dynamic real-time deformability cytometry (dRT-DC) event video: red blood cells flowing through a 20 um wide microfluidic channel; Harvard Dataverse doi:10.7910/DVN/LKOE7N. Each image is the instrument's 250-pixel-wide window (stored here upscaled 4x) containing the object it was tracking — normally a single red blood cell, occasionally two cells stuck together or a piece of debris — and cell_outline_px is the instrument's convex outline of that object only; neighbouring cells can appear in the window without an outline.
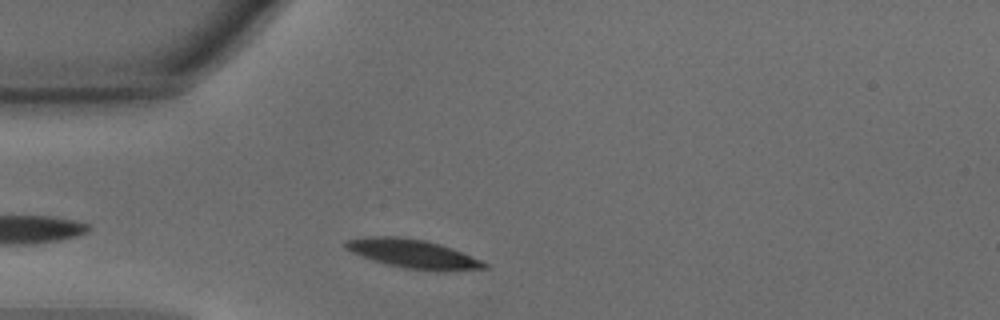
{"species": "common noctule bat (a hibernating species)", "species_latin": "Nyctalus noctula", "temperature_condition": "warm", "stored_images_in_passage": 20, "camera_frame_rate_fps": 3000, "um_per_image_px": 0.085, "animal": {"sex": "male", "body_mass_g": 15.6}, "frame": {"image": 1, "passage_image": 4, "time_ms": 1.0, "image_size_px": [1000, 320], "cell_outline_px": [[488, 268], [404, 268], [372, 260], [352, 252], [344, 248], [344, 240], [364, 236], [396, 236], [428, 240], [452, 248], [480, 260], [488, 264]], "centroid_in_image_um": [34.94, 21.49], "position_along_channel_um": 50.1, "area_um2": 22.31}}
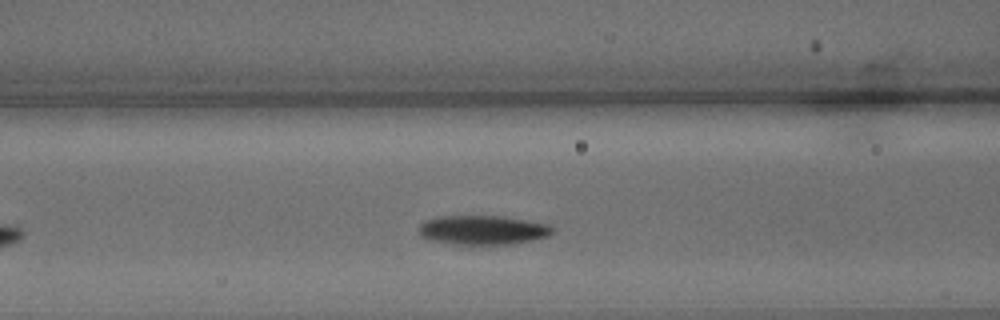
{"frame": {"image": 2, "passage_image": 10, "time_ms": 3.0, "image_size_px": [1000, 320], "cell_outline_px": [[552, 232], [548, 236], [532, 240], [512, 244], [456, 244], [432, 240], [424, 236], [416, 228], [424, 220], [440, 216], [500, 216], [548, 224], [552, 228]], "centroid_in_image_um": [41.01, 19.54], "position_along_channel_um": 125.6, "area_um2": 22.48}}
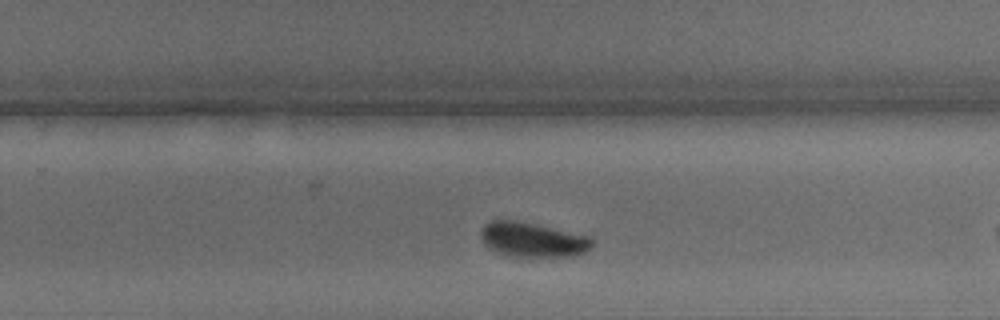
{"frame": {"image": 3, "passage_image": 18, "time_ms": 5.667, "image_size_px": [1000, 320], "cell_outline_px": [[592, 248], [584, 252], [572, 256], [516, 256], [496, 252], [488, 248], [484, 244], [480, 236], [480, 232], [484, 224], [492, 220], [512, 220], [536, 224], [592, 236]], "centroid_in_image_um": [45.27, 20.36], "position_along_channel_um": 284.5, "area_um2": 22.48}}